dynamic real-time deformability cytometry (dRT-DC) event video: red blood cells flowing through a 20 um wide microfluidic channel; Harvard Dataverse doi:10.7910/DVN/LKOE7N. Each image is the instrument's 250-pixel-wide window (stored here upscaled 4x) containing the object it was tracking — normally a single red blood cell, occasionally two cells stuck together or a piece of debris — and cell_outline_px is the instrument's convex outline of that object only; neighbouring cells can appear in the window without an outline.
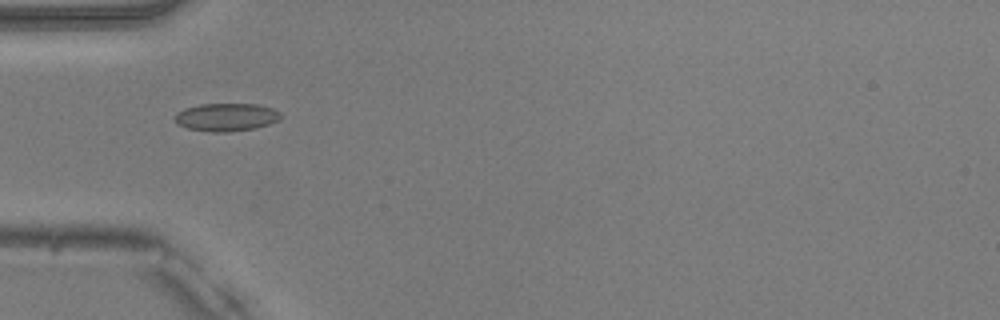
{"species": "common noctule bat (a hibernating species)", "species_latin": "Nyctalus noctula", "temperature_condition": "warm", "stored_images_in_passage": 35, "camera_frame_rate_fps": 3000, "um_per_image_px": 0.085, "animal": {"sex": "male", "body_mass_g": 20.5, "forearm_length_mm": 52.5}, "frame": {"image": 1, "passage_image": 1, "time_ms": 0.0, "image_size_px": [1000, 320], "cell_outline_px": [[284, 116], [280, 120], [256, 128], [228, 132], [212, 132], [188, 128], [176, 124], [176, 112], [184, 108], [200, 104], [256, 104], [272, 108], [280, 112]], "centroid_in_image_um": [19.26, 9.95], "position_along_channel_um": 65.7, "area_um2": 17.34}}
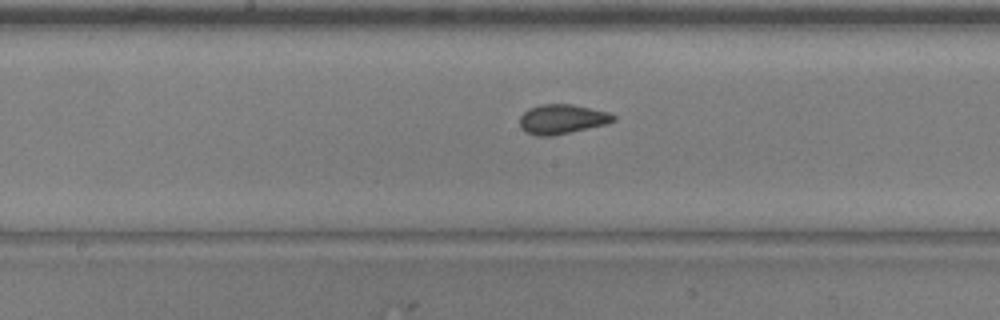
{"frame": {"image": 2, "passage_image": 11, "time_ms": 3.333, "image_size_px": [1000, 320], "cell_outline_px": [[616, 120], [608, 124], [552, 136], [536, 136], [524, 132], [520, 128], [520, 116], [528, 108], [540, 104], [572, 104], [608, 112], [616, 116]], "centroid_in_image_um": [47.76, 10.13], "position_along_channel_um": 200.4, "area_um2": 16.36}}
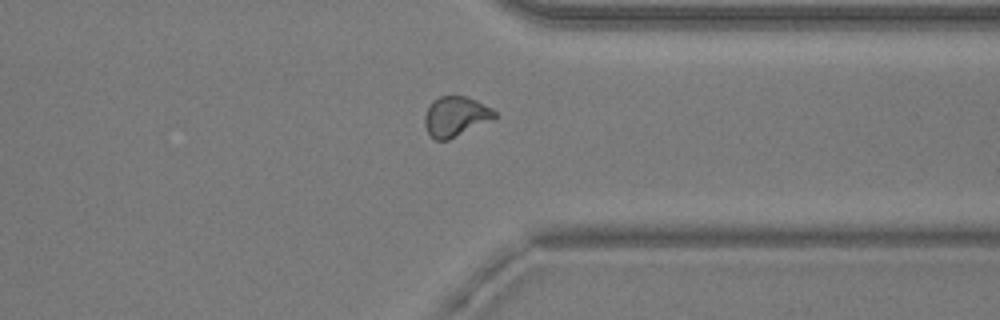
{"frame": {"image": 3, "passage_image": 24, "time_ms": 7.667, "image_size_px": [1000, 320], "cell_outline_px": [[496, 116], [492, 120], [448, 140], [436, 140], [428, 132], [424, 124], [424, 116], [432, 100], [440, 96], [464, 96], [476, 100], [492, 108], [496, 112]], "centroid_in_image_um": [38.72, 9.89], "position_along_channel_um": 372.7, "area_um2": 16.18}, "authors_computed_cell_mechanics": {"area_um2": 16.1262, "velocity_mm_per_s": 4.0272, "shape_relaxation_time_tau1_ms": 10.2556, "shape_relaxation_time_tau2_ms": 0.9558, "deformation_change_tau1": 0.1668, "deformation_change_tau2": 0.0623}}